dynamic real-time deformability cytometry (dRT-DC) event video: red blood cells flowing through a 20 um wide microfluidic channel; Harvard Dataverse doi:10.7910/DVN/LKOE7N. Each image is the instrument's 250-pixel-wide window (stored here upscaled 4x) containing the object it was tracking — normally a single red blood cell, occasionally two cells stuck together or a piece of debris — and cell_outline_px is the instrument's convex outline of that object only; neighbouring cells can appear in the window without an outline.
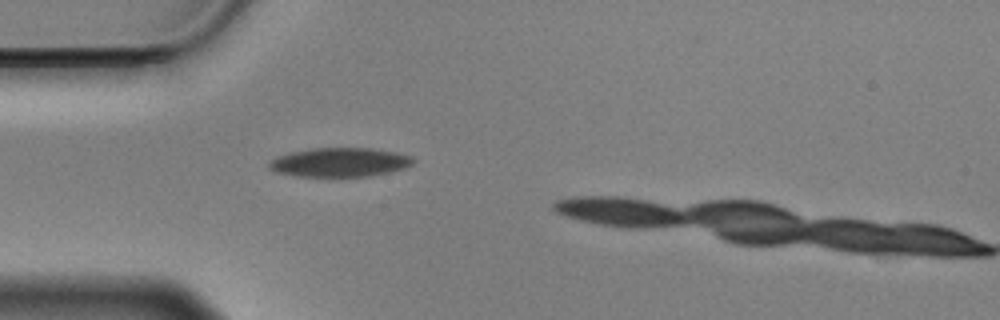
{"species": "Egyptian fruit bat (a non-hibernating species)", "species_latin": "Rousettus aegyptiacus", "temperature_condition": "cold", "stored_images_in_passage": 2, "camera_frame_rate_fps": 3000, "um_per_image_px": 0.085, "animal": {"sex": "male"}, "frame": {"image": 1, "passage_image": 1, "time_ms": 0.0, "image_size_px": [1000, 320], "cell_outline_px": [[416, 160], [412, 164], [404, 168], [388, 172], [368, 176], [296, 176], [276, 172], [268, 168], [268, 160], [276, 156], [292, 152], [312, 148], [372, 148], [396, 152], [412, 156]], "centroid_in_image_um": [28.86, 13.78], "position_along_channel_um": 56.1, "area_um2": 24.45}}